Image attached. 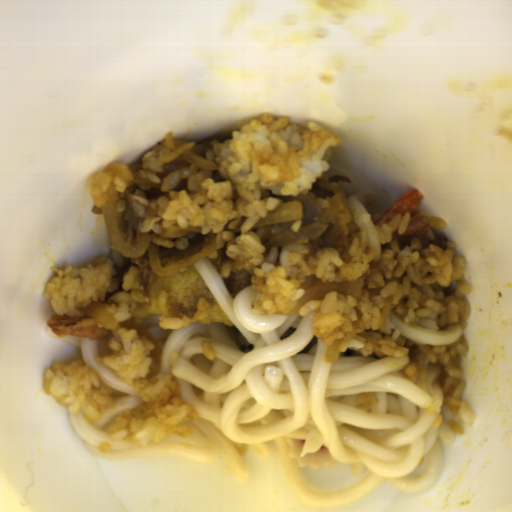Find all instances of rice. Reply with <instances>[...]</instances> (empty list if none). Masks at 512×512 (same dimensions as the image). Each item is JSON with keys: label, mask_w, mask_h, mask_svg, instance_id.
Listing matches in <instances>:
<instances>
[{"label": "rice", "mask_w": 512, "mask_h": 512, "mask_svg": "<svg viewBox=\"0 0 512 512\" xmlns=\"http://www.w3.org/2000/svg\"><path fill=\"white\" fill-rule=\"evenodd\" d=\"M448 223L442 218L431 217L429 218V228H434L436 231L442 228H446Z\"/></svg>", "instance_id": "0b520998"}, {"label": "rice", "mask_w": 512, "mask_h": 512, "mask_svg": "<svg viewBox=\"0 0 512 512\" xmlns=\"http://www.w3.org/2000/svg\"><path fill=\"white\" fill-rule=\"evenodd\" d=\"M199 143L176 139L169 131L158 145L141 157L140 161H143V164L140 174L156 184L159 183L161 177L157 173H161L167 163L185 154Z\"/></svg>", "instance_id": "b023fe2a"}, {"label": "rice", "mask_w": 512, "mask_h": 512, "mask_svg": "<svg viewBox=\"0 0 512 512\" xmlns=\"http://www.w3.org/2000/svg\"><path fill=\"white\" fill-rule=\"evenodd\" d=\"M51 271L56 274L44 296L59 314L82 316L85 313L80 307L99 302L117 323H124L130 321L139 303L146 302L138 266L113 245L108 256H98L85 267H52Z\"/></svg>", "instance_id": "8eca5e8b"}, {"label": "rice", "mask_w": 512, "mask_h": 512, "mask_svg": "<svg viewBox=\"0 0 512 512\" xmlns=\"http://www.w3.org/2000/svg\"><path fill=\"white\" fill-rule=\"evenodd\" d=\"M230 133L231 139L211 142L206 152V160L213 161L216 170L192 163L173 171L160 185L170 200L151 226L159 237L150 241L158 247L161 265L201 252L213 232L215 251L206 257L215 260L217 250L226 242L227 253L238 267L253 274L248 286L258 295L254 309L273 315L296 306L305 289L319 280H362L360 299L332 291L322 300L300 307L303 317L317 312L311 333L326 348L341 339L339 353L354 350L377 359L407 356L405 375H419L437 365V384L447 407L461 422L472 424L460 367L467 352L466 337L449 344H418L404 337L389 320L388 330L381 331L388 296L393 298L390 311L402 322L432 331L446 325L466 329L472 310L467 301L471 287L464 278L465 255L456 253L457 245L447 242L445 250L432 244L422 248L415 238L399 250L393 238L407 231L411 214L406 212L375 226L378 242L391 243L384 250L371 247L365 230L352 220L342 223L333 215L327 223L337 224L344 235L353 237L349 263L330 245L305 260L309 238L263 246L264 227L253 226L283 202L276 196L305 195L323 173L332 172L333 148L342 141L311 122L304 125L270 113Z\"/></svg>", "instance_id": "652b925c"}, {"label": "rice", "mask_w": 512, "mask_h": 512, "mask_svg": "<svg viewBox=\"0 0 512 512\" xmlns=\"http://www.w3.org/2000/svg\"><path fill=\"white\" fill-rule=\"evenodd\" d=\"M201 349H202V352L204 353V355L206 357H208L211 360L214 359L215 351L211 347L210 343H208L207 341L203 340L202 345H201Z\"/></svg>", "instance_id": "e7b20468"}, {"label": "rice", "mask_w": 512, "mask_h": 512, "mask_svg": "<svg viewBox=\"0 0 512 512\" xmlns=\"http://www.w3.org/2000/svg\"><path fill=\"white\" fill-rule=\"evenodd\" d=\"M231 271H232V269H231V267H230V265L228 263H224L220 267V273H221L223 279L228 277L231 274Z\"/></svg>", "instance_id": "50a67109"}, {"label": "rice", "mask_w": 512, "mask_h": 512, "mask_svg": "<svg viewBox=\"0 0 512 512\" xmlns=\"http://www.w3.org/2000/svg\"><path fill=\"white\" fill-rule=\"evenodd\" d=\"M447 425L449 426L451 431H453L454 433H456L457 435L462 437V435L464 433V429L461 425H459L458 423H456L452 420L448 421Z\"/></svg>", "instance_id": "d2b440a0"}, {"label": "rice", "mask_w": 512, "mask_h": 512, "mask_svg": "<svg viewBox=\"0 0 512 512\" xmlns=\"http://www.w3.org/2000/svg\"><path fill=\"white\" fill-rule=\"evenodd\" d=\"M379 396L374 392H364L355 399V405L362 410L373 409L379 403Z\"/></svg>", "instance_id": "a3056103"}, {"label": "rice", "mask_w": 512, "mask_h": 512, "mask_svg": "<svg viewBox=\"0 0 512 512\" xmlns=\"http://www.w3.org/2000/svg\"><path fill=\"white\" fill-rule=\"evenodd\" d=\"M182 318H178L172 315H166L161 319V326L166 329H178L183 323Z\"/></svg>", "instance_id": "f2f60c81"}, {"label": "rice", "mask_w": 512, "mask_h": 512, "mask_svg": "<svg viewBox=\"0 0 512 512\" xmlns=\"http://www.w3.org/2000/svg\"><path fill=\"white\" fill-rule=\"evenodd\" d=\"M132 181L131 164L115 163L99 173L91 190V197L97 208L108 202L111 198L109 190L111 183L115 184L118 193L124 192Z\"/></svg>", "instance_id": "e3fd555f"}, {"label": "rice", "mask_w": 512, "mask_h": 512, "mask_svg": "<svg viewBox=\"0 0 512 512\" xmlns=\"http://www.w3.org/2000/svg\"><path fill=\"white\" fill-rule=\"evenodd\" d=\"M121 342L110 338L109 351L96 361L115 371L138 393L140 405L120 413L107 428L111 441L141 445L159 444L167 436L192 433L189 420L198 415L193 404L182 399L175 379L167 372L151 374L155 346L135 328L118 330Z\"/></svg>", "instance_id": "023b6e5f"}, {"label": "rice", "mask_w": 512, "mask_h": 512, "mask_svg": "<svg viewBox=\"0 0 512 512\" xmlns=\"http://www.w3.org/2000/svg\"><path fill=\"white\" fill-rule=\"evenodd\" d=\"M42 381L46 395L58 404H65L69 414L80 412L94 421L114 406L113 389L80 359H72L66 364L55 362L48 366Z\"/></svg>", "instance_id": "acb35da6"}]
</instances>
